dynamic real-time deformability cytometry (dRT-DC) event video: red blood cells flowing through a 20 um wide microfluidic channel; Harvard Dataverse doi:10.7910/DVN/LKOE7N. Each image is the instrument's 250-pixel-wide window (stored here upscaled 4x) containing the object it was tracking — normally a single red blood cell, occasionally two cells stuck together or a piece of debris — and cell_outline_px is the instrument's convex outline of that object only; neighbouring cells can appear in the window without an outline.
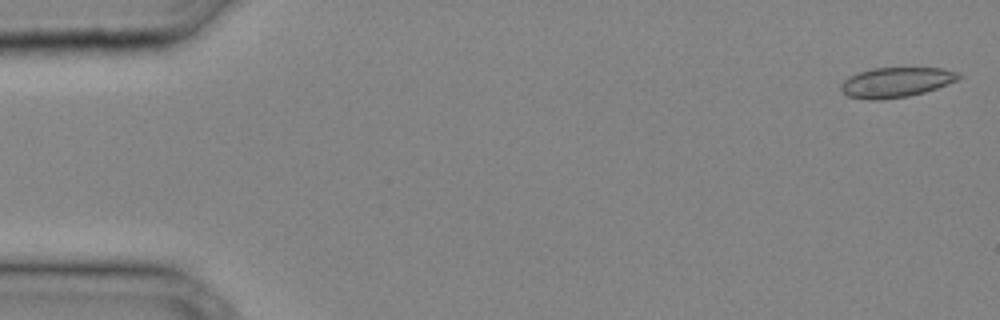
{"species": "common noctule bat (a hibernating species)", "species_latin": "Nyctalus noctula", "temperature_condition": "cold", "stored_images_in_passage": 9, "camera_frame_rate_fps": 3000, "um_per_image_px": 0.085, "animal": {"sex": "male", "body_mass_g": 20.4}, "frame": {"image": 1, "passage_image": 1, "time_ms": 0.0, "image_size_px": [1000, 320], "cell_outline_px": [[964, 76], [956, 80], [936, 88], [924, 92], [908, 96], [880, 100], [868, 100], [848, 96], [840, 88], [840, 84], [848, 76], [872, 68], [944, 68], [960, 72]], "centroid_in_image_um": [76.17, 6.99], "position_along_channel_um": 8.8, "area_um2": 20.58}}